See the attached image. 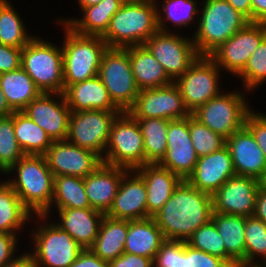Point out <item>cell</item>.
<instances>
[{
  "label": "cell",
  "instance_id": "1",
  "mask_svg": "<svg viewBox=\"0 0 266 267\" xmlns=\"http://www.w3.org/2000/svg\"><path fill=\"white\" fill-rule=\"evenodd\" d=\"M212 214V195L182 180L153 218L165 240L186 242L200 226L212 219Z\"/></svg>",
  "mask_w": 266,
  "mask_h": 267
},
{
  "label": "cell",
  "instance_id": "2",
  "mask_svg": "<svg viewBox=\"0 0 266 267\" xmlns=\"http://www.w3.org/2000/svg\"><path fill=\"white\" fill-rule=\"evenodd\" d=\"M13 170L17 171L18 179L8 180L7 183L30 213L33 211L39 218L45 219L52 205L54 176L44 155H24L5 174Z\"/></svg>",
  "mask_w": 266,
  "mask_h": 267
},
{
  "label": "cell",
  "instance_id": "3",
  "mask_svg": "<svg viewBox=\"0 0 266 267\" xmlns=\"http://www.w3.org/2000/svg\"><path fill=\"white\" fill-rule=\"evenodd\" d=\"M155 0L139 4H123L112 17L102 39L109 48L144 45L159 29Z\"/></svg>",
  "mask_w": 266,
  "mask_h": 267
},
{
  "label": "cell",
  "instance_id": "4",
  "mask_svg": "<svg viewBox=\"0 0 266 267\" xmlns=\"http://www.w3.org/2000/svg\"><path fill=\"white\" fill-rule=\"evenodd\" d=\"M193 43L200 56H209L249 20L226 0H205Z\"/></svg>",
  "mask_w": 266,
  "mask_h": 267
},
{
  "label": "cell",
  "instance_id": "5",
  "mask_svg": "<svg viewBox=\"0 0 266 267\" xmlns=\"http://www.w3.org/2000/svg\"><path fill=\"white\" fill-rule=\"evenodd\" d=\"M63 43L64 85L83 82L98 75L103 52L107 49L102 36L81 35L66 24Z\"/></svg>",
  "mask_w": 266,
  "mask_h": 267
},
{
  "label": "cell",
  "instance_id": "6",
  "mask_svg": "<svg viewBox=\"0 0 266 267\" xmlns=\"http://www.w3.org/2000/svg\"><path fill=\"white\" fill-rule=\"evenodd\" d=\"M21 67L41 93L64 92L62 48L33 37L22 49Z\"/></svg>",
  "mask_w": 266,
  "mask_h": 267
},
{
  "label": "cell",
  "instance_id": "7",
  "mask_svg": "<svg viewBox=\"0 0 266 267\" xmlns=\"http://www.w3.org/2000/svg\"><path fill=\"white\" fill-rule=\"evenodd\" d=\"M98 77L114 105L127 112L139 95L129 58L128 48H109L103 52Z\"/></svg>",
  "mask_w": 266,
  "mask_h": 267
},
{
  "label": "cell",
  "instance_id": "8",
  "mask_svg": "<svg viewBox=\"0 0 266 267\" xmlns=\"http://www.w3.org/2000/svg\"><path fill=\"white\" fill-rule=\"evenodd\" d=\"M103 163L135 170L145 165V150L140 126L128 112L113 121Z\"/></svg>",
  "mask_w": 266,
  "mask_h": 267
},
{
  "label": "cell",
  "instance_id": "9",
  "mask_svg": "<svg viewBox=\"0 0 266 267\" xmlns=\"http://www.w3.org/2000/svg\"><path fill=\"white\" fill-rule=\"evenodd\" d=\"M243 96L241 92L220 94L199 106L191 115L227 139L245 126L246 117L251 111Z\"/></svg>",
  "mask_w": 266,
  "mask_h": 267
},
{
  "label": "cell",
  "instance_id": "10",
  "mask_svg": "<svg viewBox=\"0 0 266 267\" xmlns=\"http://www.w3.org/2000/svg\"><path fill=\"white\" fill-rule=\"evenodd\" d=\"M121 111H71L66 140L103 159L111 126Z\"/></svg>",
  "mask_w": 266,
  "mask_h": 267
},
{
  "label": "cell",
  "instance_id": "11",
  "mask_svg": "<svg viewBox=\"0 0 266 267\" xmlns=\"http://www.w3.org/2000/svg\"><path fill=\"white\" fill-rule=\"evenodd\" d=\"M219 74L218 66L209 56H199L185 73L174 81L190 113L223 93L218 86Z\"/></svg>",
  "mask_w": 266,
  "mask_h": 267
},
{
  "label": "cell",
  "instance_id": "12",
  "mask_svg": "<svg viewBox=\"0 0 266 267\" xmlns=\"http://www.w3.org/2000/svg\"><path fill=\"white\" fill-rule=\"evenodd\" d=\"M33 237L35 250L32 256L37 267H69L84 250L56 223L40 225Z\"/></svg>",
  "mask_w": 266,
  "mask_h": 267
},
{
  "label": "cell",
  "instance_id": "13",
  "mask_svg": "<svg viewBox=\"0 0 266 267\" xmlns=\"http://www.w3.org/2000/svg\"><path fill=\"white\" fill-rule=\"evenodd\" d=\"M188 39L158 30L144 43L173 81L182 76L200 56L193 40Z\"/></svg>",
  "mask_w": 266,
  "mask_h": 267
},
{
  "label": "cell",
  "instance_id": "14",
  "mask_svg": "<svg viewBox=\"0 0 266 267\" xmlns=\"http://www.w3.org/2000/svg\"><path fill=\"white\" fill-rule=\"evenodd\" d=\"M265 37L266 23L249 21L209 57L219 68L236 76L244 69L248 59Z\"/></svg>",
  "mask_w": 266,
  "mask_h": 267
},
{
  "label": "cell",
  "instance_id": "15",
  "mask_svg": "<svg viewBox=\"0 0 266 267\" xmlns=\"http://www.w3.org/2000/svg\"><path fill=\"white\" fill-rule=\"evenodd\" d=\"M127 112L134 119L176 120L191 115L184 105L179 88L174 82L163 87L141 90L134 105Z\"/></svg>",
  "mask_w": 266,
  "mask_h": 267
},
{
  "label": "cell",
  "instance_id": "16",
  "mask_svg": "<svg viewBox=\"0 0 266 267\" xmlns=\"http://www.w3.org/2000/svg\"><path fill=\"white\" fill-rule=\"evenodd\" d=\"M44 157L53 176L85 178L103 163L96 153L67 140L53 141Z\"/></svg>",
  "mask_w": 266,
  "mask_h": 267
},
{
  "label": "cell",
  "instance_id": "17",
  "mask_svg": "<svg viewBox=\"0 0 266 267\" xmlns=\"http://www.w3.org/2000/svg\"><path fill=\"white\" fill-rule=\"evenodd\" d=\"M261 181L250 176L230 177L212 194L213 212L253 216Z\"/></svg>",
  "mask_w": 266,
  "mask_h": 267
},
{
  "label": "cell",
  "instance_id": "18",
  "mask_svg": "<svg viewBox=\"0 0 266 267\" xmlns=\"http://www.w3.org/2000/svg\"><path fill=\"white\" fill-rule=\"evenodd\" d=\"M197 160L189 133V117L170 120L166 152L158 165L186 180L193 172Z\"/></svg>",
  "mask_w": 266,
  "mask_h": 267
},
{
  "label": "cell",
  "instance_id": "19",
  "mask_svg": "<svg viewBox=\"0 0 266 267\" xmlns=\"http://www.w3.org/2000/svg\"><path fill=\"white\" fill-rule=\"evenodd\" d=\"M55 95L62 99L61 103L51 99ZM22 112L45 130L52 141L66 140L71 109L63 93H41Z\"/></svg>",
  "mask_w": 266,
  "mask_h": 267
},
{
  "label": "cell",
  "instance_id": "20",
  "mask_svg": "<svg viewBox=\"0 0 266 267\" xmlns=\"http://www.w3.org/2000/svg\"><path fill=\"white\" fill-rule=\"evenodd\" d=\"M235 175L231 154L225 145L218 151L199 157L186 181L199 191L212 195Z\"/></svg>",
  "mask_w": 266,
  "mask_h": 267
},
{
  "label": "cell",
  "instance_id": "21",
  "mask_svg": "<svg viewBox=\"0 0 266 267\" xmlns=\"http://www.w3.org/2000/svg\"><path fill=\"white\" fill-rule=\"evenodd\" d=\"M130 172L134 177L130 178ZM105 215L122 220L147 218V189L143 178L136 171L129 170L122 176L112 207Z\"/></svg>",
  "mask_w": 266,
  "mask_h": 267
},
{
  "label": "cell",
  "instance_id": "22",
  "mask_svg": "<svg viewBox=\"0 0 266 267\" xmlns=\"http://www.w3.org/2000/svg\"><path fill=\"white\" fill-rule=\"evenodd\" d=\"M233 166L238 176L262 180L266 174V159L252 133L244 126L226 139Z\"/></svg>",
  "mask_w": 266,
  "mask_h": 267
},
{
  "label": "cell",
  "instance_id": "23",
  "mask_svg": "<svg viewBox=\"0 0 266 267\" xmlns=\"http://www.w3.org/2000/svg\"><path fill=\"white\" fill-rule=\"evenodd\" d=\"M129 171L102 163L84 178V187L91 208L106 214L112 207L122 176Z\"/></svg>",
  "mask_w": 266,
  "mask_h": 267
},
{
  "label": "cell",
  "instance_id": "24",
  "mask_svg": "<svg viewBox=\"0 0 266 267\" xmlns=\"http://www.w3.org/2000/svg\"><path fill=\"white\" fill-rule=\"evenodd\" d=\"M136 171L147 189V218L153 217L172 196L182 179L158 164H145Z\"/></svg>",
  "mask_w": 266,
  "mask_h": 267
},
{
  "label": "cell",
  "instance_id": "25",
  "mask_svg": "<svg viewBox=\"0 0 266 267\" xmlns=\"http://www.w3.org/2000/svg\"><path fill=\"white\" fill-rule=\"evenodd\" d=\"M63 95L71 111H120L98 75L83 82L64 85Z\"/></svg>",
  "mask_w": 266,
  "mask_h": 267
},
{
  "label": "cell",
  "instance_id": "26",
  "mask_svg": "<svg viewBox=\"0 0 266 267\" xmlns=\"http://www.w3.org/2000/svg\"><path fill=\"white\" fill-rule=\"evenodd\" d=\"M58 212L61 221L57 225L84 249H89L94 244L105 214L93 208L58 209Z\"/></svg>",
  "mask_w": 266,
  "mask_h": 267
},
{
  "label": "cell",
  "instance_id": "27",
  "mask_svg": "<svg viewBox=\"0 0 266 267\" xmlns=\"http://www.w3.org/2000/svg\"><path fill=\"white\" fill-rule=\"evenodd\" d=\"M222 237L231 267L246 266L245 216L213 212L211 219Z\"/></svg>",
  "mask_w": 266,
  "mask_h": 267
},
{
  "label": "cell",
  "instance_id": "28",
  "mask_svg": "<svg viewBox=\"0 0 266 267\" xmlns=\"http://www.w3.org/2000/svg\"><path fill=\"white\" fill-rule=\"evenodd\" d=\"M132 73L138 89L163 87L174 81L145 45L127 47Z\"/></svg>",
  "mask_w": 266,
  "mask_h": 267
},
{
  "label": "cell",
  "instance_id": "29",
  "mask_svg": "<svg viewBox=\"0 0 266 267\" xmlns=\"http://www.w3.org/2000/svg\"><path fill=\"white\" fill-rule=\"evenodd\" d=\"M164 241L163 233L153 217L128 220V233L124 252L149 257L154 260Z\"/></svg>",
  "mask_w": 266,
  "mask_h": 267
},
{
  "label": "cell",
  "instance_id": "30",
  "mask_svg": "<svg viewBox=\"0 0 266 267\" xmlns=\"http://www.w3.org/2000/svg\"><path fill=\"white\" fill-rule=\"evenodd\" d=\"M120 0H102L99 4L82 8V19L61 20L74 32L81 35L103 36L109 28L112 17L121 8Z\"/></svg>",
  "mask_w": 266,
  "mask_h": 267
},
{
  "label": "cell",
  "instance_id": "31",
  "mask_svg": "<svg viewBox=\"0 0 266 267\" xmlns=\"http://www.w3.org/2000/svg\"><path fill=\"white\" fill-rule=\"evenodd\" d=\"M128 220L104 216L94 244L89 248L104 261L110 262L124 253Z\"/></svg>",
  "mask_w": 266,
  "mask_h": 267
},
{
  "label": "cell",
  "instance_id": "32",
  "mask_svg": "<svg viewBox=\"0 0 266 267\" xmlns=\"http://www.w3.org/2000/svg\"><path fill=\"white\" fill-rule=\"evenodd\" d=\"M0 87L9 106L14 111H22L41 94V91L22 67L0 74Z\"/></svg>",
  "mask_w": 266,
  "mask_h": 267
},
{
  "label": "cell",
  "instance_id": "33",
  "mask_svg": "<svg viewBox=\"0 0 266 267\" xmlns=\"http://www.w3.org/2000/svg\"><path fill=\"white\" fill-rule=\"evenodd\" d=\"M14 133L25 155H44L53 142L45 130L22 111H14Z\"/></svg>",
  "mask_w": 266,
  "mask_h": 267
},
{
  "label": "cell",
  "instance_id": "34",
  "mask_svg": "<svg viewBox=\"0 0 266 267\" xmlns=\"http://www.w3.org/2000/svg\"><path fill=\"white\" fill-rule=\"evenodd\" d=\"M143 136L145 164H158L167 148V129L170 120L161 118L136 119Z\"/></svg>",
  "mask_w": 266,
  "mask_h": 267
},
{
  "label": "cell",
  "instance_id": "35",
  "mask_svg": "<svg viewBox=\"0 0 266 267\" xmlns=\"http://www.w3.org/2000/svg\"><path fill=\"white\" fill-rule=\"evenodd\" d=\"M30 215L7 181L0 182V233L16 234Z\"/></svg>",
  "mask_w": 266,
  "mask_h": 267
},
{
  "label": "cell",
  "instance_id": "36",
  "mask_svg": "<svg viewBox=\"0 0 266 267\" xmlns=\"http://www.w3.org/2000/svg\"><path fill=\"white\" fill-rule=\"evenodd\" d=\"M57 209L91 208L84 187V178L77 176H54L52 204Z\"/></svg>",
  "mask_w": 266,
  "mask_h": 267
},
{
  "label": "cell",
  "instance_id": "37",
  "mask_svg": "<svg viewBox=\"0 0 266 267\" xmlns=\"http://www.w3.org/2000/svg\"><path fill=\"white\" fill-rule=\"evenodd\" d=\"M32 38L26 33L21 17L9 1L1 0L0 44L23 49Z\"/></svg>",
  "mask_w": 266,
  "mask_h": 267
},
{
  "label": "cell",
  "instance_id": "38",
  "mask_svg": "<svg viewBox=\"0 0 266 267\" xmlns=\"http://www.w3.org/2000/svg\"><path fill=\"white\" fill-rule=\"evenodd\" d=\"M245 250L246 266H262L255 263L254 259L261 256L266 266V223L257 219L254 215L245 217Z\"/></svg>",
  "mask_w": 266,
  "mask_h": 267
},
{
  "label": "cell",
  "instance_id": "39",
  "mask_svg": "<svg viewBox=\"0 0 266 267\" xmlns=\"http://www.w3.org/2000/svg\"><path fill=\"white\" fill-rule=\"evenodd\" d=\"M24 155L14 133V112L0 117V168L4 174Z\"/></svg>",
  "mask_w": 266,
  "mask_h": 267
},
{
  "label": "cell",
  "instance_id": "40",
  "mask_svg": "<svg viewBox=\"0 0 266 267\" xmlns=\"http://www.w3.org/2000/svg\"><path fill=\"white\" fill-rule=\"evenodd\" d=\"M189 133L197 157L211 154L226 145V139L189 116Z\"/></svg>",
  "mask_w": 266,
  "mask_h": 267
},
{
  "label": "cell",
  "instance_id": "41",
  "mask_svg": "<svg viewBox=\"0 0 266 267\" xmlns=\"http://www.w3.org/2000/svg\"><path fill=\"white\" fill-rule=\"evenodd\" d=\"M186 243L194 249L218 256L227 262L224 242L212 220L200 226Z\"/></svg>",
  "mask_w": 266,
  "mask_h": 267
},
{
  "label": "cell",
  "instance_id": "42",
  "mask_svg": "<svg viewBox=\"0 0 266 267\" xmlns=\"http://www.w3.org/2000/svg\"><path fill=\"white\" fill-rule=\"evenodd\" d=\"M164 5H162L163 12L166 16L162 18L157 10V25L158 29L163 32H170L164 25L165 21L163 19H167V21H171L177 26H188L190 21H192L198 13L197 4L194 0H163ZM163 20V21H162ZM164 22V23H163ZM167 30V31H166Z\"/></svg>",
  "mask_w": 266,
  "mask_h": 267
},
{
  "label": "cell",
  "instance_id": "43",
  "mask_svg": "<svg viewBox=\"0 0 266 267\" xmlns=\"http://www.w3.org/2000/svg\"><path fill=\"white\" fill-rule=\"evenodd\" d=\"M238 76L242 78L246 91L254 90L266 80V37L250 56Z\"/></svg>",
  "mask_w": 266,
  "mask_h": 267
},
{
  "label": "cell",
  "instance_id": "44",
  "mask_svg": "<svg viewBox=\"0 0 266 267\" xmlns=\"http://www.w3.org/2000/svg\"><path fill=\"white\" fill-rule=\"evenodd\" d=\"M184 241L165 240L154 257V267H182Z\"/></svg>",
  "mask_w": 266,
  "mask_h": 267
},
{
  "label": "cell",
  "instance_id": "45",
  "mask_svg": "<svg viewBox=\"0 0 266 267\" xmlns=\"http://www.w3.org/2000/svg\"><path fill=\"white\" fill-rule=\"evenodd\" d=\"M182 267H231L224 259L192 248L184 242Z\"/></svg>",
  "mask_w": 266,
  "mask_h": 267
},
{
  "label": "cell",
  "instance_id": "46",
  "mask_svg": "<svg viewBox=\"0 0 266 267\" xmlns=\"http://www.w3.org/2000/svg\"><path fill=\"white\" fill-rule=\"evenodd\" d=\"M245 127L252 133L266 159V115L250 111L245 120Z\"/></svg>",
  "mask_w": 266,
  "mask_h": 267
},
{
  "label": "cell",
  "instance_id": "47",
  "mask_svg": "<svg viewBox=\"0 0 266 267\" xmlns=\"http://www.w3.org/2000/svg\"><path fill=\"white\" fill-rule=\"evenodd\" d=\"M22 49L0 44V74L17 70L21 67Z\"/></svg>",
  "mask_w": 266,
  "mask_h": 267
},
{
  "label": "cell",
  "instance_id": "48",
  "mask_svg": "<svg viewBox=\"0 0 266 267\" xmlns=\"http://www.w3.org/2000/svg\"><path fill=\"white\" fill-rule=\"evenodd\" d=\"M109 263L110 267H154L152 258L126 252Z\"/></svg>",
  "mask_w": 266,
  "mask_h": 267
},
{
  "label": "cell",
  "instance_id": "49",
  "mask_svg": "<svg viewBox=\"0 0 266 267\" xmlns=\"http://www.w3.org/2000/svg\"><path fill=\"white\" fill-rule=\"evenodd\" d=\"M16 234L0 233V267H4L13 260V254L16 251Z\"/></svg>",
  "mask_w": 266,
  "mask_h": 267
},
{
  "label": "cell",
  "instance_id": "50",
  "mask_svg": "<svg viewBox=\"0 0 266 267\" xmlns=\"http://www.w3.org/2000/svg\"><path fill=\"white\" fill-rule=\"evenodd\" d=\"M69 267H110V263L99 258L90 249H84Z\"/></svg>",
  "mask_w": 266,
  "mask_h": 267
},
{
  "label": "cell",
  "instance_id": "51",
  "mask_svg": "<svg viewBox=\"0 0 266 267\" xmlns=\"http://www.w3.org/2000/svg\"><path fill=\"white\" fill-rule=\"evenodd\" d=\"M254 216L266 223V187L262 184L256 196Z\"/></svg>",
  "mask_w": 266,
  "mask_h": 267
},
{
  "label": "cell",
  "instance_id": "52",
  "mask_svg": "<svg viewBox=\"0 0 266 267\" xmlns=\"http://www.w3.org/2000/svg\"><path fill=\"white\" fill-rule=\"evenodd\" d=\"M252 22L266 23V0H251Z\"/></svg>",
  "mask_w": 266,
  "mask_h": 267
},
{
  "label": "cell",
  "instance_id": "53",
  "mask_svg": "<svg viewBox=\"0 0 266 267\" xmlns=\"http://www.w3.org/2000/svg\"><path fill=\"white\" fill-rule=\"evenodd\" d=\"M236 11L252 22L251 0H226Z\"/></svg>",
  "mask_w": 266,
  "mask_h": 267
},
{
  "label": "cell",
  "instance_id": "54",
  "mask_svg": "<svg viewBox=\"0 0 266 267\" xmlns=\"http://www.w3.org/2000/svg\"><path fill=\"white\" fill-rule=\"evenodd\" d=\"M4 267H37L32 253L23 254L22 256L15 257L8 262Z\"/></svg>",
  "mask_w": 266,
  "mask_h": 267
},
{
  "label": "cell",
  "instance_id": "55",
  "mask_svg": "<svg viewBox=\"0 0 266 267\" xmlns=\"http://www.w3.org/2000/svg\"><path fill=\"white\" fill-rule=\"evenodd\" d=\"M14 110L9 106L3 90L0 87V117L11 115Z\"/></svg>",
  "mask_w": 266,
  "mask_h": 267
},
{
  "label": "cell",
  "instance_id": "56",
  "mask_svg": "<svg viewBox=\"0 0 266 267\" xmlns=\"http://www.w3.org/2000/svg\"><path fill=\"white\" fill-rule=\"evenodd\" d=\"M102 0H78L80 8L99 4Z\"/></svg>",
  "mask_w": 266,
  "mask_h": 267
},
{
  "label": "cell",
  "instance_id": "57",
  "mask_svg": "<svg viewBox=\"0 0 266 267\" xmlns=\"http://www.w3.org/2000/svg\"><path fill=\"white\" fill-rule=\"evenodd\" d=\"M122 4H139V3H146L153 0H120Z\"/></svg>",
  "mask_w": 266,
  "mask_h": 267
},
{
  "label": "cell",
  "instance_id": "58",
  "mask_svg": "<svg viewBox=\"0 0 266 267\" xmlns=\"http://www.w3.org/2000/svg\"><path fill=\"white\" fill-rule=\"evenodd\" d=\"M261 184L266 187V174L264 176V178L261 180Z\"/></svg>",
  "mask_w": 266,
  "mask_h": 267
},
{
  "label": "cell",
  "instance_id": "59",
  "mask_svg": "<svg viewBox=\"0 0 266 267\" xmlns=\"http://www.w3.org/2000/svg\"><path fill=\"white\" fill-rule=\"evenodd\" d=\"M237 267H247V266L238 265ZM248 267H262V266H248Z\"/></svg>",
  "mask_w": 266,
  "mask_h": 267
}]
</instances>
